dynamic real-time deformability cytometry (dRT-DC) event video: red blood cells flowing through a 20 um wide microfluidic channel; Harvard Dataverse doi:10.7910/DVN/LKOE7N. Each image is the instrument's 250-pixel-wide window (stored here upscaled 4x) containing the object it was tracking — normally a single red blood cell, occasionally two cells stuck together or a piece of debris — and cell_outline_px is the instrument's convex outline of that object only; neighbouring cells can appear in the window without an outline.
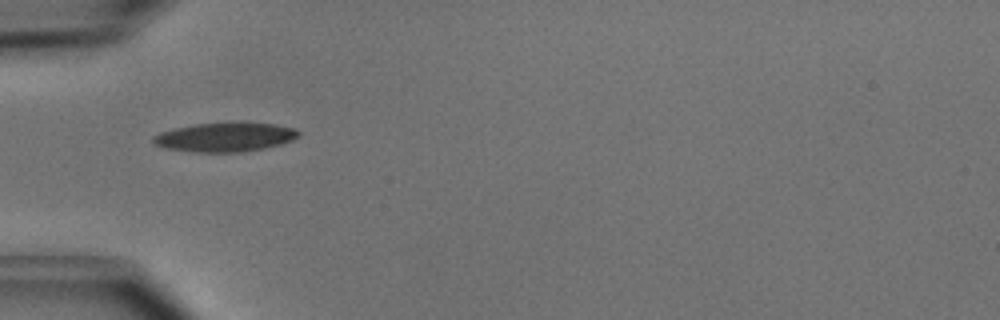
{"species": "common noctule bat (a hibernating species)", "species_latin": "Nyctalus noctula", "temperature_condition": "cold", "stored_images_in_passage": 2, "camera_frame_rate_fps": 3000, "um_per_image_px": 0.085, "animal": {"sex": "male", "body_mass_g": 15.6}, "frame": {"image": 1, "passage_image": 1, "time_ms": 0.0, "image_size_px": [1000, 320], "cell_outline_px": [[300, 136], [292, 140], [280, 144], [264, 148], [240, 152], [196, 152], [164, 148], [152, 144], [152, 136], [160, 132], [176, 128], [196, 124], [240, 120], [244, 120], [276, 124], [296, 128], [300, 132]], "centroid_in_image_um": [19.16, 11.62], "position_along_channel_um": 65.8, "area_um2": 25.43}}